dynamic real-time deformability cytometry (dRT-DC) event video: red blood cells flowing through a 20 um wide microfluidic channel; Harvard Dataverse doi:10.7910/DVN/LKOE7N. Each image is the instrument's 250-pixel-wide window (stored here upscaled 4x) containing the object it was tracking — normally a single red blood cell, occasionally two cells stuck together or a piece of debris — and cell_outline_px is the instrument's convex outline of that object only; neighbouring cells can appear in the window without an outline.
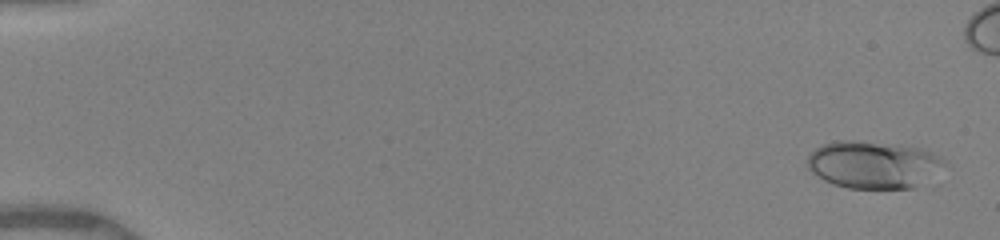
{"species": "human", "species_latin": "Homo sapiens", "temperature_condition": "warm", "stored_images_in_passage": 9, "camera_frame_rate_fps": 3000, "um_per_image_px": 0.085, "donor": {"sex": "female"}, "frame": {"image": 1, "passage_image": 1, "time_ms": 0.0, "image_size_px": [1000, 240], "cell_outline_px": [[940, 160], [912, 188], [848, 188], [832, 184], [824, 180], [812, 172], [808, 168], [808, 156], [816, 148], [824, 144], [836, 140], [852, 140], [900, 144], [932, 152], [940, 156]], "centroid_in_image_um": [74.02, 13.96], "position_along_channel_um": 11.0, "area_um2": 36.24}}